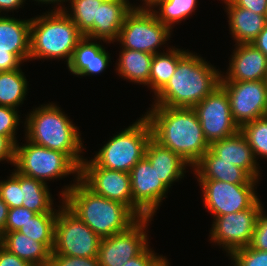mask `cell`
<instances>
[{
	"instance_id": "obj_33",
	"label": "cell",
	"mask_w": 267,
	"mask_h": 266,
	"mask_svg": "<svg viewBox=\"0 0 267 266\" xmlns=\"http://www.w3.org/2000/svg\"><path fill=\"white\" fill-rule=\"evenodd\" d=\"M240 132L247 139L256 160L267 159V115L246 123Z\"/></svg>"
},
{
	"instance_id": "obj_46",
	"label": "cell",
	"mask_w": 267,
	"mask_h": 266,
	"mask_svg": "<svg viewBox=\"0 0 267 266\" xmlns=\"http://www.w3.org/2000/svg\"><path fill=\"white\" fill-rule=\"evenodd\" d=\"M26 0H0V13L1 12H13L14 10H19L24 6Z\"/></svg>"
},
{
	"instance_id": "obj_25",
	"label": "cell",
	"mask_w": 267,
	"mask_h": 266,
	"mask_svg": "<svg viewBox=\"0 0 267 266\" xmlns=\"http://www.w3.org/2000/svg\"><path fill=\"white\" fill-rule=\"evenodd\" d=\"M0 244L32 266H46L51 262V251L41 242L19 232H1Z\"/></svg>"
},
{
	"instance_id": "obj_11",
	"label": "cell",
	"mask_w": 267,
	"mask_h": 266,
	"mask_svg": "<svg viewBox=\"0 0 267 266\" xmlns=\"http://www.w3.org/2000/svg\"><path fill=\"white\" fill-rule=\"evenodd\" d=\"M208 212L217 217L249 209L258 199L257 184H232L214 179H197Z\"/></svg>"
},
{
	"instance_id": "obj_2",
	"label": "cell",
	"mask_w": 267,
	"mask_h": 266,
	"mask_svg": "<svg viewBox=\"0 0 267 266\" xmlns=\"http://www.w3.org/2000/svg\"><path fill=\"white\" fill-rule=\"evenodd\" d=\"M187 51L174 74L154 96L151 106L193 108L220 84L221 71L202 56Z\"/></svg>"
},
{
	"instance_id": "obj_4",
	"label": "cell",
	"mask_w": 267,
	"mask_h": 266,
	"mask_svg": "<svg viewBox=\"0 0 267 266\" xmlns=\"http://www.w3.org/2000/svg\"><path fill=\"white\" fill-rule=\"evenodd\" d=\"M25 138L45 148L66 154L79 168L85 159L81 132L55 103L42 104L24 121Z\"/></svg>"
},
{
	"instance_id": "obj_8",
	"label": "cell",
	"mask_w": 267,
	"mask_h": 266,
	"mask_svg": "<svg viewBox=\"0 0 267 266\" xmlns=\"http://www.w3.org/2000/svg\"><path fill=\"white\" fill-rule=\"evenodd\" d=\"M60 203L51 254L84 258L97 257L101 238L72 212L63 200Z\"/></svg>"
},
{
	"instance_id": "obj_26",
	"label": "cell",
	"mask_w": 267,
	"mask_h": 266,
	"mask_svg": "<svg viewBox=\"0 0 267 266\" xmlns=\"http://www.w3.org/2000/svg\"><path fill=\"white\" fill-rule=\"evenodd\" d=\"M152 59L150 53L122 48L115 70L123 79L146 86L149 84Z\"/></svg>"
},
{
	"instance_id": "obj_18",
	"label": "cell",
	"mask_w": 267,
	"mask_h": 266,
	"mask_svg": "<svg viewBox=\"0 0 267 266\" xmlns=\"http://www.w3.org/2000/svg\"><path fill=\"white\" fill-rule=\"evenodd\" d=\"M101 40L84 36L73 51L67 64L70 73L79 76H91L102 73L109 66L111 54L100 44Z\"/></svg>"
},
{
	"instance_id": "obj_30",
	"label": "cell",
	"mask_w": 267,
	"mask_h": 266,
	"mask_svg": "<svg viewBox=\"0 0 267 266\" xmlns=\"http://www.w3.org/2000/svg\"><path fill=\"white\" fill-rule=\"evenodd\" d=\"M198 0H159L150 10L171 31L183 19L195 12Z\"/></svg>"
},
{
	"instance_id": "obj_37",
	"label": "cell",
	"mask_w": 267,
	"mask_h": 266,
	"mask_svg": "<svg viewBox=\"0 0 267 266\" xmlns=\"http://www.w3.org/2000/svg\"><path fill=\"white\" fill-rule=\"evenodd\" d=\"M37 213L21 207L10 208L8 210L7 221L5 229L2 232H13L18 231L28 220Z\"/></svg>"
},
{
	"instance_id": "obj_7",
	"label": "cell",
	"mask_w": 267,
	"mask_h": 266,
	"mask_svg": "<svg viewBox=\"0 0 267 266\" xmlns=\"http://www.w3.org/2000/svg\"><path fill=\"white\" fill-rule=\"evenodd\" d=\"M15 145V170L25 176L43 181L73 175L79 180L80 168L64 153L28 141Z\"/></svg>"
},
{
	"instance_id": "obj_47",
	"label": "cell",
	"mask_w": 267,
	"mask_h": 266,
	"mask_svg": "<svg viewBox=\"0 0 267 266\" xmlns=\"http://www.w3.org/2000/svg\"><path fill=\"white\" fill-rule=\"evenodd\" d=\"M36 3L38 2L39 4H53L54 9L51 10V12H64L66 7L63 5L64 2H68V0H34Z\"/></svg>"
},
{
	"instance_id": "obj_45",
	"label": "cell",
	"mask_w": 267,
	"mask_h": 266,
	"mask_svg": "<svg viewBox=\"0 0 267 266\" xmlns=\"http://www.w3.org/2000/svg\"><path fill=\"white\" fill-rule=\"evenodd\" d=\"M251 44L258 50L262 51L267 57V24Z\"/></svg>"
},
{
	"instance_id": "obj_22",
	"label": "cell",
	"mask_w": 267,
	"mask_h": 266,
	"mask_svg": "<svg viewBox=\"0 0 267 266\" xmlns=\"http://www.w3.org/2000/svg\"><path fill=\"white\" fill-rule=\"evenodd\" d=\"M197 179H214L232 184H258L244 169L220 158L209 148L192 168Z\"/></svg>"
},
{
	"instance_id": "obj_5",
	"label": "cell",
	"mask_w": 267,
	"mask_h": 266,
	"mask_svg": "<svg viewBox=\"0 0 267 266\" xmlns=\"http://www.w3.org/2000/svg\"><path fill=\"white\" fill-rule=\"evenodd\" d=\"M83 37L64 12L48 10L31 18L29 61L65 59L68 64L74 49Z\"/></svg>"
},
{
	"instance_id": "obj_19",
	"label": "cell",
	"mask_w": 267,
	"mask_h": 266,
	"mask_svg": "<svg viewBox=\"0 0 267 266\" xmlns=\"http://www.w3.org/2000/svg\"><path fill=\"white\" fill-rule=\"evenodd\" d=\"M210 149L220 161L231 162L244 169L253 179H260V166L245 136L239 131L233 136L213 142Z\"/></svg>"
},
{
	"instance_id": "obj_3",
	"label": "cell",
	"mask_w": 267,
	"mask_h": 266,
	"mask_svg": "<svg viewBox=\"0 0 267 266\" xmlns=\"http://www.w3.org/2000/svg\"><path fill=\"white\" fill-rule=\"evenodd\" d=\"M73 181L59 192L60 201L100 238L125 231L139 219L123 203L93 193L80 180Z\"/></svg>"
},
{
	"instance_id": "obj_42",
	"label": "cell",
	"mask_w": 267,
	"mask_h": 266,
	"mask_svg": "<svg viewBox=\"0 0 267 266\" xmlns=\"http://www.w3.org/2000/svg\"><path fill=\"white\" fill-rule=\"evenodd\" d=\"M235 6L249 9L260 15H267V0H230Z\"/></svg>"
},
{
	"instance_id": "obj_49",
	"label": "cell",
	"mask_w": 267,
	"mask_h": 266,
	"mask_svg": "<svg viewBox=\"0 0 267 266\" xmlns=\"http://www.w3.org/2000/svg\"><path fill=\"white\" fill-rule=\"evenodd\" d=\"M143 1V5L140 6H137V5H132L131 4V7L134 8V9H150L152 8L159 0H142Z\"/></svg>"
},
{
	"instance_id": "obj_15",
	"label": "cell",
	"mask_w": 267,
	"mask_h": 266,
	"mask_svg": "<svg viewBox=\"0 0 267 266\" xmlns=\"http://www.w3.org/2000/svg\"><path fill=\"white\" fill-rule=\"evenodd\" d=\"M133 212L139 217H154L168 188L159 179L155 168L144 156L129 172Z\"/></svg>"
},
{
	"instance_id": "obj_12",
	"label": "cell",
	"mask_w": 267,
	"mask_h": 266,
	"mask_svg": "<svg viewBox=\"0 0 267 266\" xmlns=\"http://www.w3.org/2000/svg\"><path fill=\"white\" fill-rule=\"evenodd\" d=\"M153 217L139 218L127 230L101 238L98 250L100 266H123L149 244L148 226Z\"/></svg>"
},
{
	"instance_id": "obj_21",
	"label": "cell",
	"mask_w": 267,
	"mask_h": 266,
	"mask_svg": "<svg viewBox=\"0 0 267 266\" xmlns=\"http://www.w3.org/2000/svg\"><path fill=\"white\" fill-rule=\"evenodd\" d=\"M131 9L129 0H104L98 6L97 25L86 37L108 44L116 42L124 18Z\"/></svg>"
},
{
	"instance_id": "obj_38",
	"label": "cell",
	"mask_w": 267,
	"mask_h": 266,
	"mask_svg": "<svg viewBox=\"0 0 267 266\" xmlns=\"http://www.w3.org/2000/svg\"><path fill=\"white\" fill-rule=\"evenodd\" d=\"M249 247L259 251H267V215L264 211V207L258 214Z\"/></svg>"
},
{
	"instance_id": "obj_10",
	"label": "cell",
	"mask_w": 267,
	"mask_h": 266,
	"mask_svg": "<svg viewBox=\"0 0 267 266\" xmlns=\"http://www.w3.org/2000/svg\"><path fill=\"white\" fill-rule=\"evenodd\" d=\"M263 204L258 199L249 209L214 217L209 232L212 244H217L229 256L234 250L249 246L258 214Z\"/></svg>"
},
{
	"instance_id": "obj_35",
	"label": "cell",
	"mask_w": 267,
	"mask_h": 266,
	"mask_svg": "<svg viewBox=\"0 0 267 266\" xmlns=\"http://www.w3.org/2000/svg\"><path fill=\"white\" fill-rule=\"evenodd\" d=\"M232 266H267V251L249 246L234 250L230 255Z\"/></svg>"
},
{
	"instance_id": "obj_44",
	"label": "cell",
	"mask_w": 267,
	"mask_h": 266,
	"mask_svg": "<svg viewBox=\"0 0 267 266\" xmlns=\"http://www.w3.org/2000/svg\"><path fill=\"white\" fill-rule=\"evenodd\" d=\"M0 266H32L28 261L20 259L0 244Z\"/></svg>"
},
{
	"instance_id": "obj_27",
	"label": "cell",
	"mask_w": 267,
	"mask_h": 266,
	"mask_svg": "<svg viewBox=\"0 0 267 266\" xmlns=\"http://www.w3.org/2000/svg\"><path fill=\"white\" fill-rule=\"evenodd\" d=\"M50 188L43 181L21 174V195L22 206L35 213H58V209L53 207V198Z\"/></svg>"
},
{
	"instance_id": "obj_14",
	"label": "cell",
	"mask_w": 267,
	"mask_h": 266,
	"mask_svg": "<svg viewBox=\"0 0 267 266\" xmlns=\"http://www.w3.org/2000/svg\"><path fill=\"white\" fill-rule=\"evenodd\" d=\"M193 110L209 145L240 131L232 117L228 95L220 85L196 104Z\"/></svg>"
},
{
	"instance_id": "obj_29",
	"label": "cell",
	"mask_w": 267,
	"mask_h": 266,
	"mask_svg": "<svg viewBox=\"0 0 267 266\" xmlns=\"http://www.w3.org/2000/svg\"><path fill=\"white\" fill-rule=\"evenodd\" d=\"M28 81L21 68L0 72V106L17 109L27 98Z\"/></svg>"
},
{
	"instance_id": "obj_40",
	"label": "cell",
	"mask_w": 267,
	"mask_h": 266,
	"mask_svg": "<svg viewBox=\"0 0 267 266\" xmlns=\"http://www.w3.org/2000/svg\"><path fill=\"white\" fill-rule=\"evenodd\" d=\"M150 244L136 257L130 259L123 266H152L162 255H157Z\"/></svg>"
},
{
	"instance_id": "obj_31",
	"label": "cell",
	"mask_w": 267,
	"mask_h": 266,
	"mask_svg": "<svg viewBox=\"0 0 267 266\" xmlns=\"http://www.w3.org/2000/svg\"><path fill=\"white\" fill-rule=\"evenodd\" d=\"M57 213H37L18 230L43 243L51 252L54 246L55 222Z\"/></svg>"
},
{
	"instance_id": "obj_39",
	"label": "cell",
	"mask_w": 267,
	"mask_h": 266,
	"mask_svg": "<svg viewBox=\"0 0 267 266\" xmlns=\"http://www.w3.org/2000/svg\"><path fill=\"white\" fill-rule=\"evenodd\" d=\"M50 266H100L97 257H73L51 254Z\"/></svg>"
},
{
	"instance_id": "obj_32",
	"label": "cell",
	"mask_w": 267,
	"mask_h": 266,
	"mask_svg": "<svg viewBox=\"0 0 267 266\" xmlns=\"http://www.w3.org/2000/svg\"><path fill=\"white\" fill-rule=\"evenodd\" d=\"M104 0H68L71 8L66 7L64 13L77 26L79 31L87 36L97 25L98 6ZM70 11H69V10Z\"/></svg>"
},
{
	"instance_id": "obj_17",
	"label": "cell",
	"mask_w": 267,
	"mask_h": 266,
	"mask_svg": "<svg viewBox=\"0 0 267 266\" xmlns=\"http://www.w3.org/2000/svg\"><path fill=\"white\" fill-rule=\"evenodd\" d=\"M234 46L235 49L229 60V68L226 73L221 72L220 81L265 80L267 75L266 55L251 43Z\"/></svg>"
},
{
	"instance_id": "obj_20",
	"label": "cell",
	"mask_w": 267,
	"mask_h": 266,
	"mask_svg": "<svg viewBox=\"0 0 267 266\" xmlns=\"http://www.w3.org/2000/svg\"><path fill=\"white\" fill-rule=\"evenodd\" d=\"M145 157L168 189L185 176L187 167L191 168L177 153L161 145L153 137L147 143Z\"/></svg>"
},
{
	"instance_id": "obj_50",
	"label": "cell",
	"mask_w": 267,
	"mask_h": 266,
	"mask_svg": "<svg viewBox=\"0 0 267 266\" xmlns=\"http://www.w3.org/2000/svg\"><path fill=\"white\" fill-rule=\"evenodd\" d=\"M152 266H171L168 259L163 255Z\"/></svg>"
},
{
	"instance_id": "obj_41",
	"label": "cell",
	"mask_w": 267,
	"mask_h": 266,
	"mask_svg": "<svg viewBox=\"0 0 267 266\" xmlns=\"http://www.w3.org/2000/svg\"><path fill=\"white\" fill-rule=\"evenodd\" d=\"M15 145L8 136L0 135V162L7 161L10 165H14Z\"/></svg>"
},
{
	"instance_id": "obj_48",
	"label": "cell",
	"mask_w": 267,
	"mask_h": 266,
	"mask_svg": "<svg viewBox=\"0 0 267 266\" xmlns=\"http://www.w3.org/2000/svg\"><path fill=\"white\" fill-rule=\"evenodd\" d=\"M9 207L0 198V233L5 229Z\"/></svg>"
},
{
	"instance_id": "obj_6",
	"label": "cell",
	"mask_w": 267,
	"mask_h": 266,
	"mask_svg": "<svg viewBox=\"0 0 267 266\" xmlns=\"http://www.w3.org/2000/svg\"><path fill=\"white\" fill-rule=\"evenodd\" d=\"M152 130L148 119L142 115L132 125L110 138L92 160L102 168L130 172L145 156Z\"/></svg>"
},
{
	"instance_id": "obj_24",
	"label": "cell",
	"mask_w": 267,
	"mask_h": 266,
	"mask_svg": "<svg viewBox=\"0 0 267 266\" xmlns=\"http://www.w3.org/2000/svg\"><path fill=\"white\" fill-rule=\"evenodd\" d=\"M229 22V32L237 44H250L264 29L266 15H260L245 8L235 6L230 0H222Z\"/></svg>"
},
{
	"instance_id": "obj_13",
	"label": "cell",
	"mask_w": 267,
	"mask_h": 266,
	"mask_svg": "<svg viewBox=\"0 0 267 266\" xmlns=\"http://www.w3.org/2000/svg\"><path fill=\"white\" fill-rule=\"evenodd\" d=\"M219 85L228 95L230 111L239 128L267 115L265 80L220 81Z\"/></svg>"
},
{
	"instance_id": "obj_16",
	"label": "cell",
	"mask_w": 267,
	"mask_h": 266,
	"mask_svg": "<svg viewBox=\"0 0 267 266\" xmlns=\"http://www.w3.org/2000/svg\"><path fill=\"white\" fill-rule=\"evenodd\" d=\"M79 180L93 193L118 201L133 211L130 174L99 167L92 159L81 163Z\"/></svg>"
},
{
	"instance_id": "obj_43",
	"label": "cell",
	"mask_w": 267,
	"mask_h": 266,
	"mask_svg": "<svg viewBox=\"0 0 267 266\" xmlns=\"http://www.w3.org/2000/svg\"><path fill=\"white\" fill-rule=\"evenodd\" d=\"M24 62L14 53L0 52V72L3 71H12L18 68H21V64Z\"/></svg>"
},
{
	"instance_id": "obj_9",
	"label": "cell",
	"mask_w": 267,
	"mask_h": 266,
	"mask_svg": "<svg viewBox=\"0 0 267 266\" xmlns=\"http://www.w3.org/2000/svg\"><path fill=\"white\" fill-rule=\"evenodd\" d=\"M172 31L163 25L150 9L132 8L124 18L116 42L120 48L138 50L152 55L161 53L159 47L167 44Z\"/></svg>"
},
{
	"instance_id": "obj_36",
	"label": "cell",
	"mask_w": 267,
	"mask_h": 266,
	"mask_svg": "<svg viewBox=\"0 0 267 266\" xmlns=\"http://www.w3.org/2000/svg\"><path fill=\"white\" fill-rule=\"evenodd\" d=\"M20 116L18 109L0 106V135L8 136L15 144L18 143L16 131L20 122L23 123V121H20Z\"/></svg>"
},
{
	"instance_id": "obj_1",
	"label": "cell",
	"mask_w": 267,
	"mask_h": 266,
	"mask_svg": "<svg viewBox=\"0 0 267 266\" xmlns=\"http://www.w3.org/2000/svg\"><path fill=\"white\" fill-rule=\"evenodd\" d=\"M144 116L152 137L177 153L193 168L210 148L193 108L151 106Z\"/></svg>"
},
{
	"instance_id": "obj_34",
	"label": "cell",
	"mask_w": 267,
	"mask_h": 266,
	"mask_svg": "<svg viewBox=\"0 0 267 266\" xmlns=\"http://www.w3.org/2000/svg\"><path fill=\"white\" fill-rule=\"evenodd\" d=\"M8 179L0 180V198L10 208L21 207L23 199L21 195V173L13 169Z\"/></svg>"
},
{
	"instance_id": "obj_23",
	"label": "cell",
	"mask_w": 267,
	"mask_h": 266,
	"mask_svg": "<svg viewBox=\"0 0 267 266\" xmlns=\"http://www.w3.org/2000/svg\"><path fill=\"white\" fill-rule=\"evenodd\" d=\"M2 14H0V52L14 53L23 62H29L31 18L17 19Z\"/></svg>"
},
{
	"instance_id": "obj_28",
	"label": "cell",
	"mask_w": 267,
	"mask_h": 266,
	"mask_svg": "<svg viewBox=\"0 0 267 266\" xmlns=\"http://www.w3.org/2000/svg\"><path fill=\"white\" fill-rule=\"evenodd\" d=\"M188 51L176 48H167V51L153 55L149 84L147 85L156 95L174 74L179 59Z\"/></svg>"
}]
</instances>
